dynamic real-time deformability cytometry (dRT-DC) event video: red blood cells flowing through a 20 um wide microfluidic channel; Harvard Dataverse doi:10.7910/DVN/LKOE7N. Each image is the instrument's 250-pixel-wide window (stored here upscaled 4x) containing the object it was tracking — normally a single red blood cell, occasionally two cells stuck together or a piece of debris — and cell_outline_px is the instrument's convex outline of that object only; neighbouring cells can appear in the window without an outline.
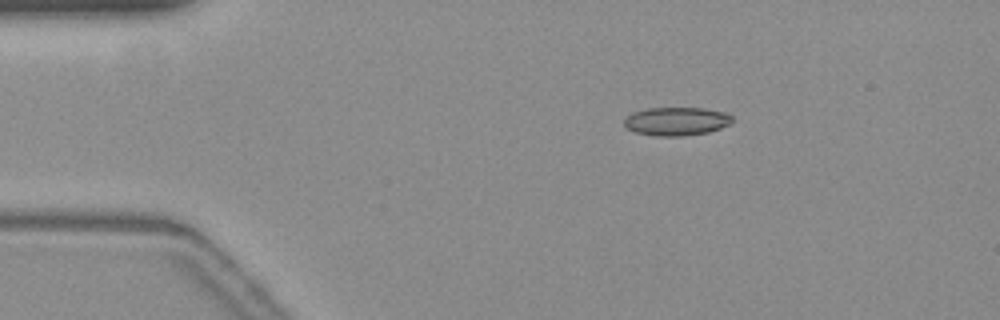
{"species": "common noctule bat (a hibernating species)", "species_latin": "Nyctalus noctula", "temperature_condition": "warm", "stored_images_in_passage": 47, "camera_frame_rate_fps": 3000, "um_per_image_px": 0.085, "animal": {"sex": "female", "body_mass_g": 19.3, "forearm_length_mm": 54.1}, "frame": {"image": 1, "passage_image": 1, "time_ms": 0.0, "image_size_px": [1000, 320], "cell_outline_px": [[732, 120], [728, 124], [720, 128], [708, 132], [680, 136], [656, 136], [636, 132], [628, 128], [624, 124], [624, 120], [632, 112], [644, 108], [704, 108], [724, 112], [732, 116]], "centroid_in_image_um": [57.48, 10.3], "position_along_channel_um": 27.5, "area_um2": 17.74}}
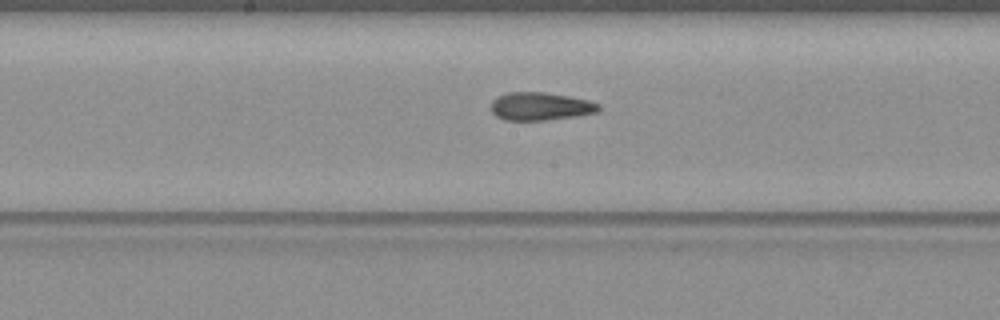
{"frame": {"image": 2, "passage_image": 20, "time_ms": 6.333, "image_size_px": [1000, 320], "cell_outline_px": [[600, 108], [596, 112], [572, 116], [544, 120], [504, 120], [496, 116], [492, 112], [492, 100], [496, 96], [508, 92], [544, 92], [568, 96], [588, 100], [600, 104]], "centroid_in_image_um": [45.89, 9.03], "position_along_channel_um": 202.3, "area_um2": 17.4}}
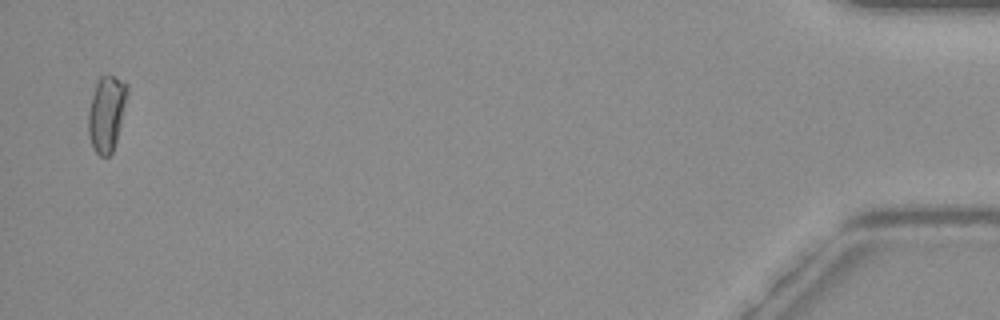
{"frame": {"image": 3, "passage_image": 46, "time_ms": 15.0, "image_size_px": [1000, 320], "cell_outline_px": [[128, 92], [116, 140], [112, 152], [108, 156], [100, 156], [96, 152], [92, 144], [88, 132], [88, 116], [92, 96], [96, 84], [100, 76], [108, 72], [128, 84]], "centroid_in_image_um": [9.06, 9.58], "position_along_channel_um": 426.1, "area_um2": 16.94}, "authors_computed_cell_mechanics": {"area_um2": 17.34, "velocity_mm_per_s": 3.685, "shape_relaxation_time_tau1_ms": null, "shape_relaxation_time_tau2_ms": 2.014, "deformation_change_tau1": null, "deformation_change_tau2": 0.0899}}